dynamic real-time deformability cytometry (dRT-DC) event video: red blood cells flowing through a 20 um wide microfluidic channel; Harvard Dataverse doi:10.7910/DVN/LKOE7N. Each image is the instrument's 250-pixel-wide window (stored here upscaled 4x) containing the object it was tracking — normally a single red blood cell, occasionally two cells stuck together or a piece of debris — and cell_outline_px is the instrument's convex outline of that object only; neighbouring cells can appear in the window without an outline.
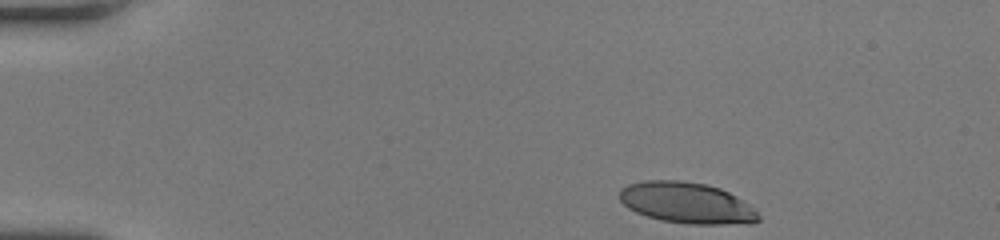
{"species": "human", "species_latin": "Homo sapiens", "temperature_condition": "room temperature", "stored_images_in_passage": 38, "camera_frame_rate_fps": 3000, "um_per_image_px": 0.085, "donor": {"sex": "female"}, "frame": {"image": 1, "passage_image": 1, "time_ms": 0.0, "image_size_px": [1000, 240], "cell_outline_px": [[760, 220], [752, 224], [692, 224], [660, 220], [636, 212], [628, 208], [620, 200], [620, 188], [628, 184], [644, 180], [684, 180], [708, 184], [720, 188], [736, 196], [756, 208], [760, 216]], "centroid_in_image_um": [58.42, 17.24], "position_along_channel_um": 26.6, "area_um2": 33.64}}
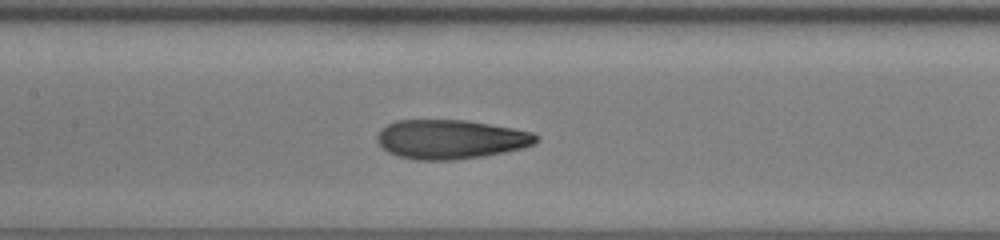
{"frame": {"image": 2, "passage_image": 18, "time_ms": 5.667, "image_size_px": [1000, 240], "cell_outline_px": [[540, 140], [532, 144], [520, 148], [504, 152], [484, 156], [452, 160], [416, 160], [396, 156], [388, 152], [376, 140], [376, 136], [380, 128], [396, 120], [468, 120], [512, 128], [532, 132], [540, 136]], "centroid_in_image_um": [38.28, 11.84], "position_along_channel_um": 169.1, "area_um2": 36.47}}
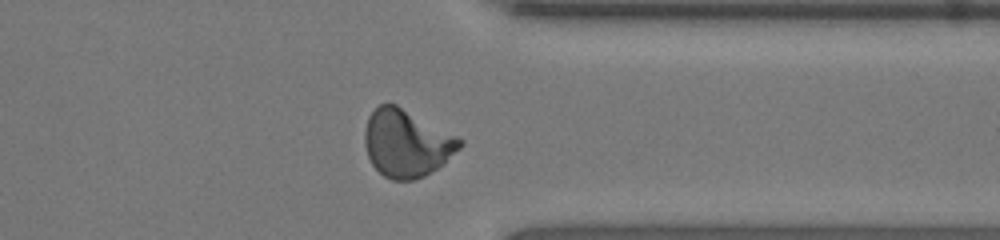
{"frame": {"image": 3, "passage_image": 33, "time_ms": 10.667, "image_size_px": [1000, 240], "cell_outline_px": [[464, 144], [444, 164], [424, 176], [412, 180], [392, 180], [384, 176], [372, 164], [368, 156], [364, 144], [364, 132], [368, 116], [380, 104], [396, 104], [464, 140]], "centroid_in_image_um": [34.56, 12.19], "position_along_channel_um": 376.8, "area_um2": 37.17}, "authors_computed_cell_mechanics": {"area_um2": 35.8938, "velocity_mm_per_s": 4.1982, "shape_relaxation_time_tau1_ms": 4.6342, "shape_relaxation_time_tau2_ms": 1.0721, "deformation_change_tau1": 0.238, "deformation_change_tau2": 0.0777}}